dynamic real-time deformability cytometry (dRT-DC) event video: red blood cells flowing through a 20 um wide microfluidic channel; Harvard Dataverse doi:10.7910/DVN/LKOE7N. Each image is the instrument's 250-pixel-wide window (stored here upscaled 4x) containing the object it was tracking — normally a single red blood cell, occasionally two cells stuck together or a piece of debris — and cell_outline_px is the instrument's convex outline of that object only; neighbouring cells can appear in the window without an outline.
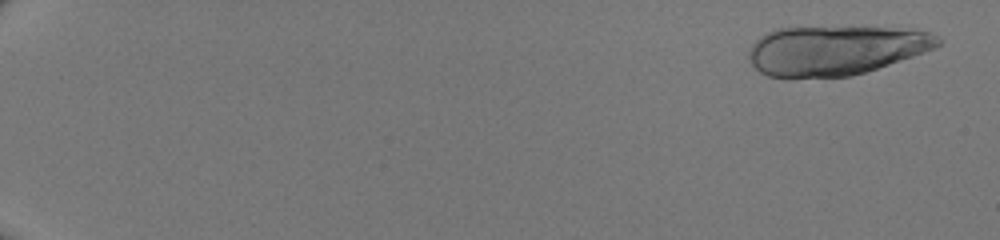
{"species": "human", "species_latin": "Homo sapiens", "temperature_condition": "room temperature", "stored_images_in_passage": 22, "camera_frame_rate_fps": 3000, "um_per_image_px": 0.085, "donor": {"sex": "male"}, "frame": {"image": 1, "passage_image": 2, "time_ms": 0.333, "image_size_px": [1000, 240], "cell_outline_px": [[944, 40], [936, 48], [852, 76], [768, 76], [760, 72], [752, 64], [748, 56], [748, 52], [752, 44], [760, 36], [776, 28], [888, 28], [928, 32], [940, 36]], "centroid_in_image_um": [71.02, 4.26], "position_along_channel_um": 14.0, "area_um2": 53.47}}
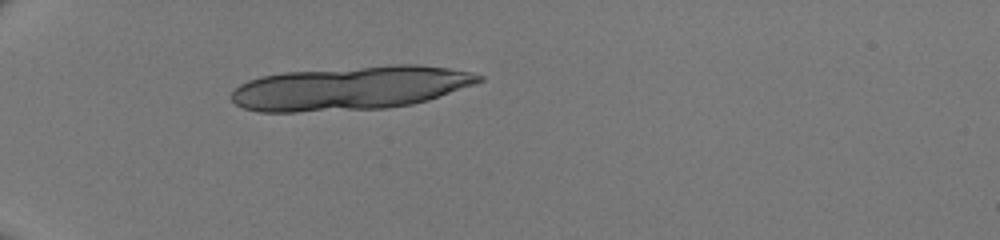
{"frame": {"image": 2, "passage_image": 17, "time_ms": 5.333, "image_size_px": [1000, 240], "cell_outline_px": [[484, 80], [476, 84], [428, 100], [412, 104], [388, 108], [296, 112], [260, 112], [244, 108], [236, 104], [228, 96], [240, 84], [248, 80], [260, 76], [284, 72], [392, 64], [420, 64], [448, 68], [472, 72], [484, 76]], "centroid_in_image_um": [29.79, 7.48], "position_along_channel_um": 55.2, "area_um2": 63.64}}